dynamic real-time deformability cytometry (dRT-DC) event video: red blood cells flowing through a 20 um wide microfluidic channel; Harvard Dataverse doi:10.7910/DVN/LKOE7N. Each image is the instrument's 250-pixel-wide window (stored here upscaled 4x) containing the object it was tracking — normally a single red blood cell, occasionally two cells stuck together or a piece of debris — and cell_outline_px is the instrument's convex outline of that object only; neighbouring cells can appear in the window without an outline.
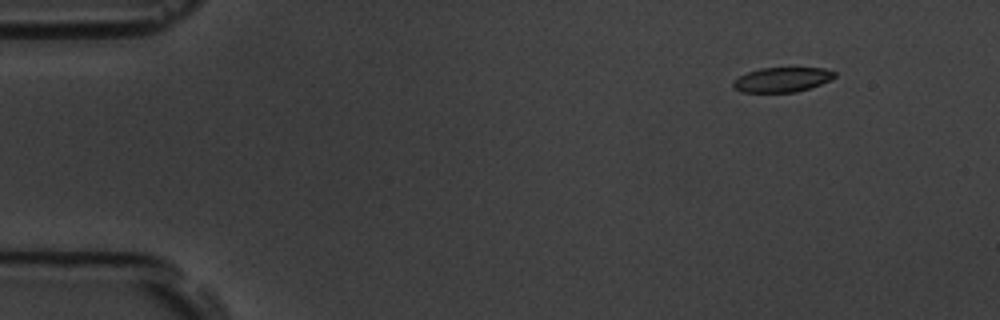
{"species": "common noctule bat (a hibernating species)", "species_latin": "Nyctalus noctula", "temperature_condition": "room temperature", "stored_images_in_passage": 4, "camera_frame_rate_fps": 3000, "um_per_image_px": 0.085, "animal": {"sex": "male", "body_mass_g": 19.5, "forearm_length_mm": 54.6}, "frame": {"image": 1, "passage_image": 1, "time_ms": 0.0, "image_size_px": [1000, 320], "cell_outline_px": [[836, 76], [832, 80], [796, 92], [744, 92], [736, 88], [732, 84], [740, 76], [748, 72], [760, 68], [824, 68], [836, 72]], "centroid_in_image_um": [66.54, 6.76], "position_along_channel_um": 18.5, "area_um2": 14.39}}